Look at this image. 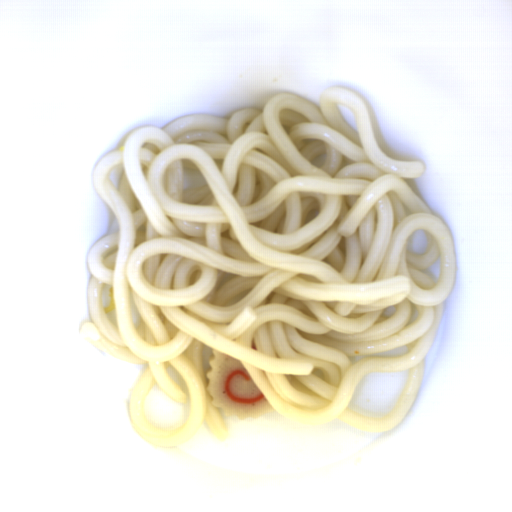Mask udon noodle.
<instances>
[{
  "mask_svg": "<svg viewBox=\"0 0 512 512\" xmlns=\"http://www.w3.org/2000/svg\"><path fill=\"white\" fill-rule=\"evenodd\" d=\"M422 162L378 146L367 105L346 87L319 106L294 93L230 117L195 114L129 133L92 175L111 210L88 250L83 338L147 365L128 398L155 445L221 440L213 350L238 360L273 407L310 425L383 433L415 402L455 279L451 234L403 179ZM407 369L380 419L348 408L365 375ZM181 404L168 425L151 387Z\"/></svg>",
  "mask_w": 512,
  "mask_h": 512,
  "instance_id": "d5520da0",
  "label": "udon noodle"
}]
</instances>
